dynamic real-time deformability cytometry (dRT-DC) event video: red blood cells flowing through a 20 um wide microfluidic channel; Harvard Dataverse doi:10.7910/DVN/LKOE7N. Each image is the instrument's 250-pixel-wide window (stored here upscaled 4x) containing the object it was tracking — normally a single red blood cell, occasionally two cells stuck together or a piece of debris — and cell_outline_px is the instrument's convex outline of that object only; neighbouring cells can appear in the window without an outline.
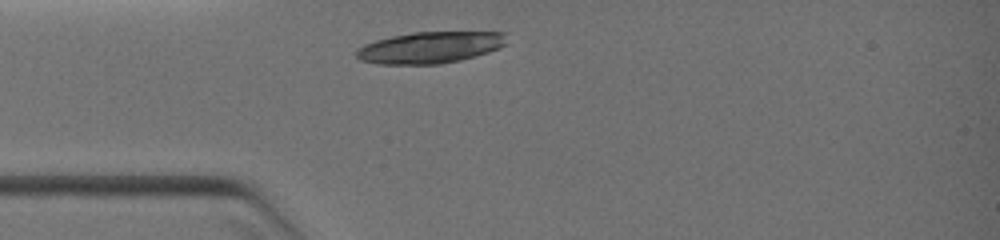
{"species": "common noctule bat (a hibernating species)", "species_latin": "Nyctalus noctula", "temperature_condition": "warm", "stored_images_in_passage": 1, "camera_frame_rate_fps": 3000, "um_per_image_px": 0.085, "animal": {"sex": "female", "body_mass_g": 19.0, "forearm_length_mm": 51.5}, "frame": {"image": 1, "passage_image": 1, "time_ms": 0.0, "image_size_px": [1000, 240], "cell_outline_px": [[504, 44], [500, 48], [488, 52], [460, 60], [440, 64], [376, 64], [360, 60], [356, 56], [356, 48], [364, 44], [376, 40], [392, 36], [412, 32], [504, 32]], "centroid_in_image_um": [36.49, 4.04], "position_along_channel_um": 48.5, "area_um2": 27.51}}